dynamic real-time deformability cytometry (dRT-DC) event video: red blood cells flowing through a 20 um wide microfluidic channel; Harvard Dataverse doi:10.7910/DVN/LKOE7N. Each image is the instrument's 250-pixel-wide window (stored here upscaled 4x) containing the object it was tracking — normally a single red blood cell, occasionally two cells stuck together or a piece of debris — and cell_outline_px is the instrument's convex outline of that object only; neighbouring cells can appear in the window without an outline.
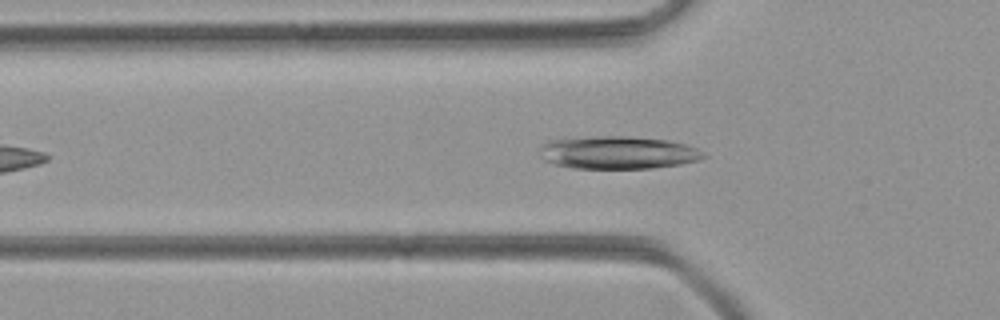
{"species": "common noctule bat (a hibernating species)", "species_latin": "Nyctalus noctula", "temperature_condition": "room temperature", "stored_images_in_passage": 41, "camera_frame_rate_fps": 3000, "um_per_image_px": 0.085, "animal": {"sex": "female", "body_mass_g": 21.9}, "frame": {"image": 1, "passage_image": 8, "time_ms": 2.333, "image_size_px": [1000, 320], "cell_outline_px": [[708, 156], [700, 160], [680, 164], [652, 168], [572, 168], [556, 164], [544, 160], [540, 156], [540, 144], [548, 140], [600, 136], [628, 136], [668, 140], [684, 144], [696, 148], [704, 152]], "centroid_in_image_um": [52.52, 12.96], "position_along_channel_um": 73.3, "area_um2": 31.39}}
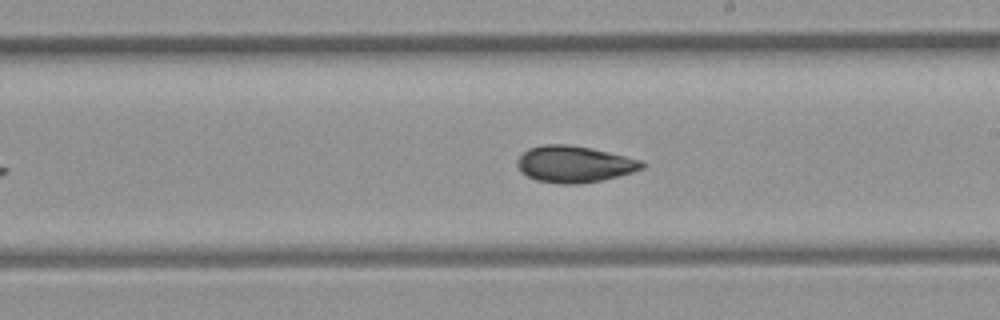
{"frame": {"image": 2, "passage_image": 20, "time_ms": 6.333, "image_size_px": [1000, 320], "cell_outline_px": [[644, 168], [632, 172], [600, 180], [580, 184], [560, 184], [536, 180], [520, 172], [516, 164], [516, 160], [528, 148], [544, 144], [568, 144], [592, 148], [640, 160], [644, 164]], "centroid_in_image_um": [48.76, 13.95], "position_along_channel_um": 240.2, "area_um2": 26.47}}
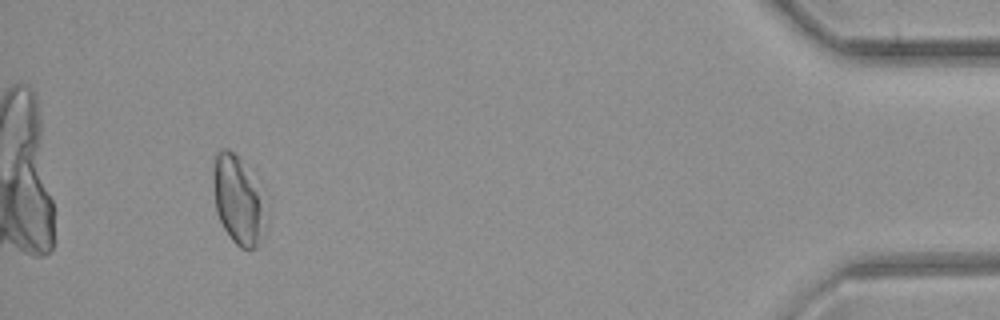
{"frame": {"image": 3, "passage_image": 38, "time_ms": 12.333, "image_size_px": [1000, 320], "cell_outline_px": [[260, 208], [256, 248], [240, 248], [232, 240], [224, 228], [216, 212], [212, 180], [212, 172], [216, 152], [220, 148], [228, 148], [236, 156], [256, 192], [260, 204]], "centroid_in_image_um": [20.01, 16.97], "position_along_channel_um": 415.2, "area_um2": 24.04}}